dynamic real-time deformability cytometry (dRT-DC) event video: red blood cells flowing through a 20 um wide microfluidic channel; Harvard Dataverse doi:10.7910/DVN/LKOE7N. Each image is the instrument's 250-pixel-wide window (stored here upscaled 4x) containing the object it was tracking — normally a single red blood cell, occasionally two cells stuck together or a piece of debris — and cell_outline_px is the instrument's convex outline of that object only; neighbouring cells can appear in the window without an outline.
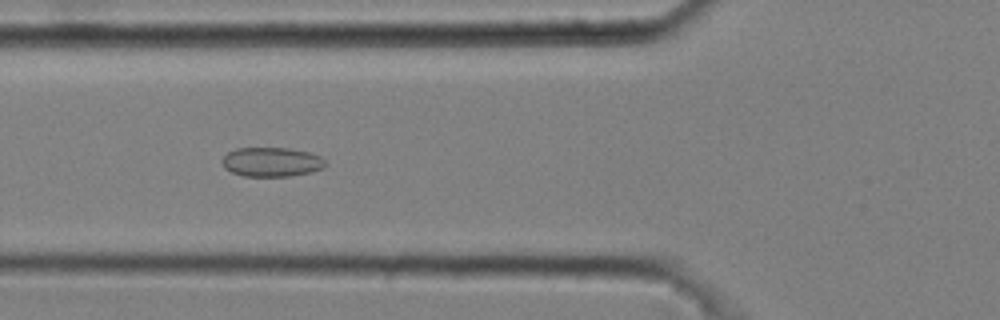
{"species": "common noctule bat (a hibernating species)", "species_latin": "Nyctalus noctula", "temperature_condition": "cold", "stored_images_in_passage": 9, "camera_frame_rate_fps": 3000, "um_per_image_px": 0.085, "animal": {"sex": "male", "body_mass_g": 20.4}, "frame": {"image": 1, "passage_image": 4, "time_ms": 1.0, "image_size_px": [1000, 320], "cell_outline_px": [[328, 164], [324, 168], [312, 172], [288, 176], [244, 176], [232, 172], [224, 168], [220, 160], [228, 152], [236, 148], [288, 148], [308, 152], [320, 156]], "centroid_in_image_um": [23.08, 13.77], "position_along_channel_um": 102.7, "area_um2": 17.74}}
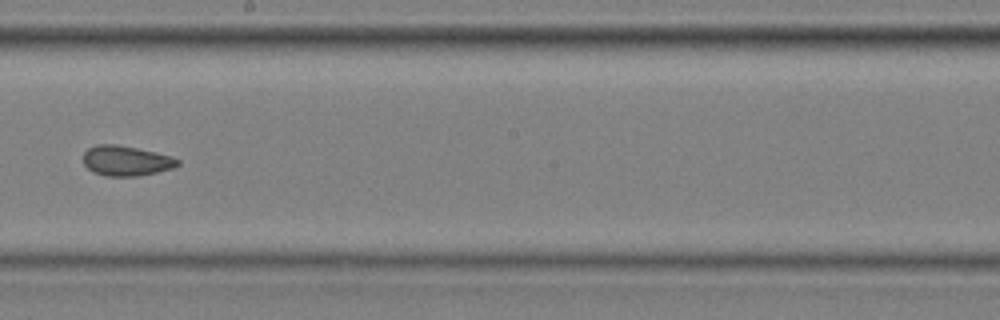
{"frame": {"image": 2, "passage_image": 7, "time_ms": 2.0, "image_size_px": [1000, 320], "cell_outline_px": [[180, 164], [176, 168], [136, 176], [104, 176], [92, 172], [84, 164], [84, 152], [88, 148], [96, 144], [116, 144], [156, 152], [172, 156], [180, 160]], "centroid_in_image_um": [10.74, 13.66], "position_along_channel_um": 237.5, "area_um2": 16.7}}
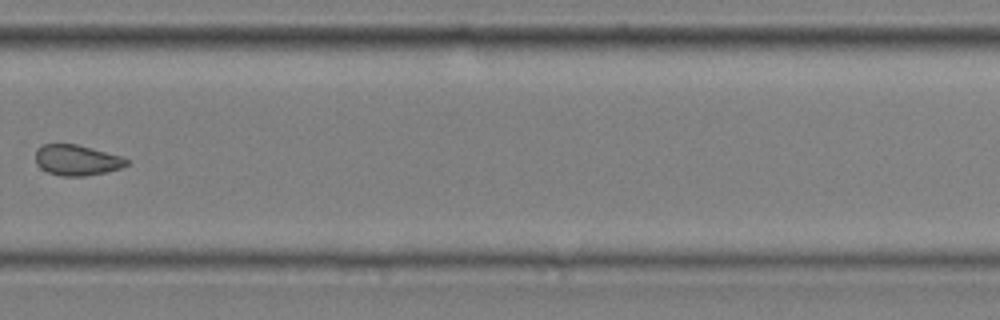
{"frame": {"image": 3, "passage_image": 9, "time_ms": 2.667, "image_size_px": [1000, 320], "cell_outline_px": [[128, 164], [120, 168], [104, 172], [84, 176], [60, 176], [48, 172], [40, 168], [36, 164], [36, 148], [44, 144], [76, 144], [124, 156], [128, 160]], "centroid_in_image_um": [6.52, 13.6], "position_along_channel_um": 323.3, "area_um2": 16.3}}